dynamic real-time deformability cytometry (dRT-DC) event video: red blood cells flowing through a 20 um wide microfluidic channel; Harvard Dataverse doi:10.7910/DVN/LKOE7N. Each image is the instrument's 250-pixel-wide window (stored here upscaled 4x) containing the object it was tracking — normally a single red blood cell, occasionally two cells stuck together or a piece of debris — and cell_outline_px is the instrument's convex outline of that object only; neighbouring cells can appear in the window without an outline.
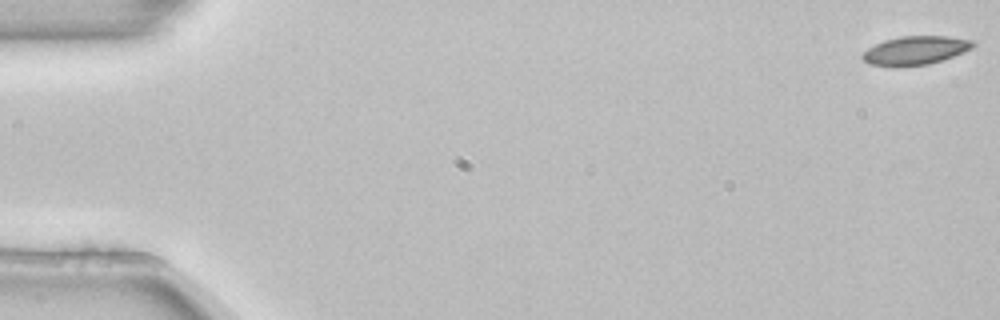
{"species": "common noctule bat (a hibernating species)", "species_latin": "Nyctalus noctula", "temperature_condition": "room temperature", "stored_images_in_passage": 7, "camera_frame_rate_fps": 3000, "um_per_image_px": 0.085, "animal": {"sex": "female", "body_mass_g": 22.7, "forearm_length_mm": 54.2}, "frame": {"image": 1, "passage_image": 1, "time_ms": 0.0, "image_size_px": [1000, 320], "cell_outline_px": [[976, 44], [972, 48], [964, 52], [928, 64], [868, 64], [860, 56], [868, 48], [884, 40], [900, 36], [948, 36], [972, 40]], "centroid_in_image_um": [77.84, 4.24], "position_along_channel_um": 7.2, "area_um2": 17.74}}